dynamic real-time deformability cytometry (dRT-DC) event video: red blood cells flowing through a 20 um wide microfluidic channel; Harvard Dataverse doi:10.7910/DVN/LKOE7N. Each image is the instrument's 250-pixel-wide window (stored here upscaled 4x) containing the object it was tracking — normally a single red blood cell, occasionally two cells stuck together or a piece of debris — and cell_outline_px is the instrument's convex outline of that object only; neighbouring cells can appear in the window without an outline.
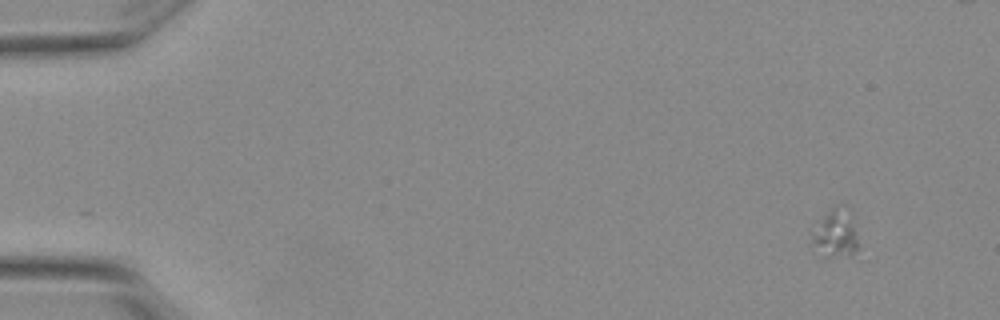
{"species": "Egyptian fruit bat (a non-hibernating species)", "species_latin": "Rousettus aegyptiacus", "temperature_condition": "warm", "stored_images_in_passage": 2, "camera_frame_rate_fps": 3000, "um_per_image_px": 0.085, "animal": {"sex": "female"}, "frame": {"image": 1, "passage_image": 2, "time_ms": 0.333, "image_size_px": [1000, 320], "cell_outline_px": [[860, 260], [820, 256], [812, 244], [812, 236], [828, 212], [832, 208], [852, 216], [860, 244]], "centroid_in_image_um": [71.16, 20.13], "position_along_channel_um": 13.8, "area_um2": 13.12}}